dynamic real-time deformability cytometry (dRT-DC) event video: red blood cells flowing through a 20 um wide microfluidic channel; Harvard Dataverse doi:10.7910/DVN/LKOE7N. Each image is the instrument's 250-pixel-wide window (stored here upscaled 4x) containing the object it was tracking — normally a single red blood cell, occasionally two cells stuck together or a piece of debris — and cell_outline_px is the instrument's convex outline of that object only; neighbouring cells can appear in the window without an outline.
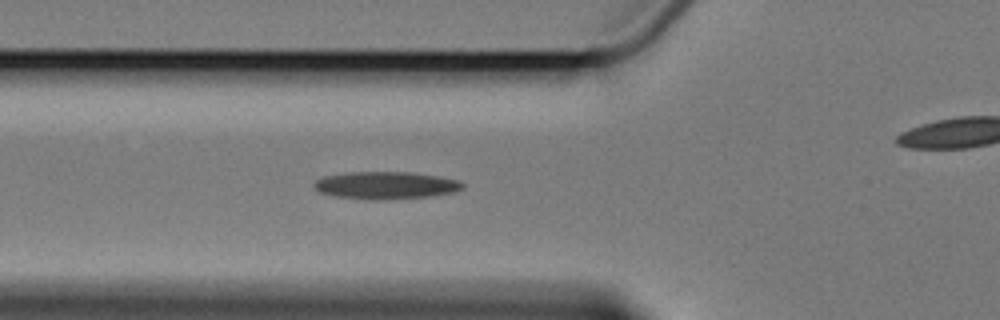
{"species": "Egyptian fruit bat (a non-hibernating species)", "species_latin": "Rousettus aegyptiacus", "temperature_condition": "cold", "stored_images_in_passage": 6, "segment_of_instrument_passage": [1, 2], "camera_frame_rate_fps": 3000, "um_per_image_px": 0.085, "animal": {"sex": "female"}, "frame": {"image": 1, "passage_image": 5, "time_ms": 6.0, "image_size_px": [1000, 320], "cell_outline_px": [[464, 188], [456, 192], [432, 196], [388, 200], [372, 200], [336, 196], [320, 192], [312, 184], [316, 180], [324, 176], [344, 172], [412, 172], [460, 180], [464, 184]], "centroid_in_image_um": [32.82, 15.75], "position_along_channel_um": 93.0, "area_um2": 23.99}}